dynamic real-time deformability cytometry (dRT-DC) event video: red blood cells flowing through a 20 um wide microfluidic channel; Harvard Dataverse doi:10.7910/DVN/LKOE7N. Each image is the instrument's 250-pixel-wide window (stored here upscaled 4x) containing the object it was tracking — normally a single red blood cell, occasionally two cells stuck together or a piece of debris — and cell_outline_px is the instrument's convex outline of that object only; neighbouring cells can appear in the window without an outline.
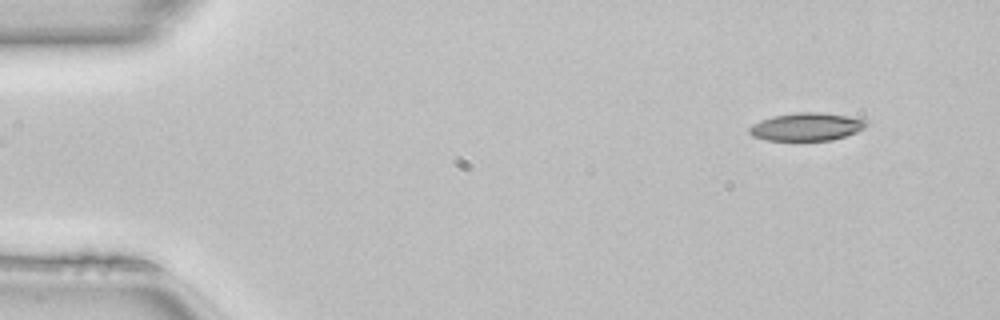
{"species": "common noctule bat (a hibernating species)", "species_latin": "Nyctalus noctula", "temperature_condition": "room temperature", "stored_images_in_passage": 46, "camera_frame_rate_fps": 3000, "um_per_image_px": 0.085, "animal": {"sex": "female", "body_mass_g": 22.7, "forearm_length_mm": 54.2}, "frame": {"image": 1, "passage_image": 1, "time_ms": 0.0, "image_size_px": [1000, 320], "cell_outline_px": [[868, 124], [864, 128], [856, 132], [832, 140], [764, 140], [752, 136], [748, 132], [748, 128], [752, 124], [760, 120], [772, 116], [796, 112], [824, 112], [848, 116], [868, 120]], "centroid_in_image_um": [68.54, 10.76], "position_along_channel_um": 16.5, "area_um2": 19.19}}
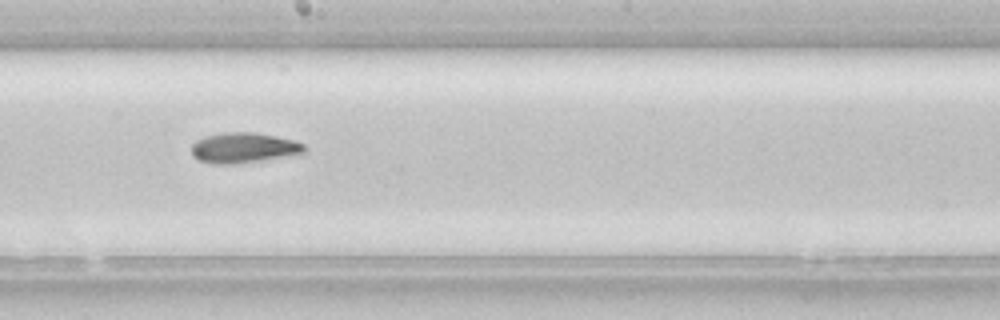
{"frame": {"image": 2, "passage_image": 24, "time_ms": 7.667, "image_size_px": [1000, 320], "cell_outline_px": [[304, 156], [232, 164], [216, 164], [200, 160], [192, 156], [192, 144], [196, 140], [204, 136], [224, 132], [252, 132], [276, 136], [296, 140], [304, 144]], "centroid_in_image_um": [20.81, 12.58], "position_along_channel_um": 227.4, "area_um2": 20.52}}
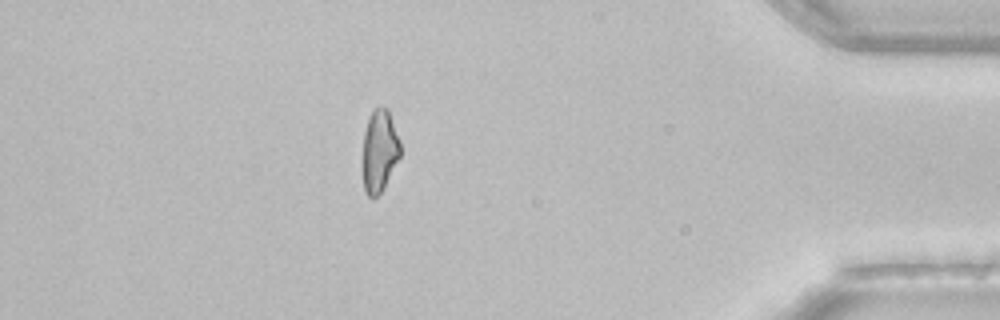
{"frame": {"image": 3, "passage_image": 40, "time_ms": 13.0, "image_size_px": [1000, 320], "cell_outline_px": [[400, 156], [384, 188], [376, 196], [368, 196], [364, 192], [360, 164], [364, 132], [368, 116], [376, 108], [388, 108], [400, 140]], "centroid_in_image_um": [32.21, 12.85], "position_along_channel_um": 403.0, "area_um2": 18.61}}